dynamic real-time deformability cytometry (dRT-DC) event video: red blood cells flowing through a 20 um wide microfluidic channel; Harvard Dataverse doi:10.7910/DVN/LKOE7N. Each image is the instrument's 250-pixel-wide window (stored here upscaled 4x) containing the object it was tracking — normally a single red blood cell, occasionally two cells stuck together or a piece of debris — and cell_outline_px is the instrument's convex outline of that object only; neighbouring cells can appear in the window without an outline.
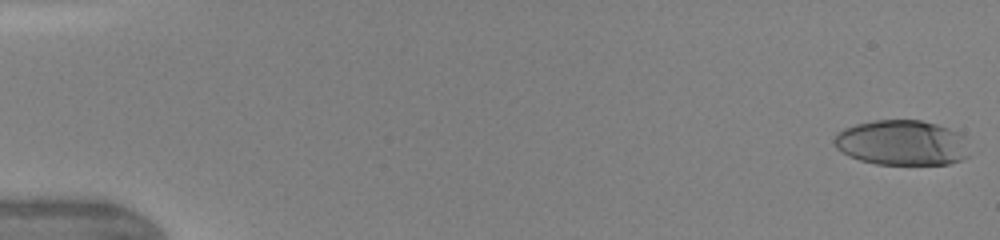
{"species": "human", "species_latin": "Homo sapiens", "temperature_condition": "warm", "stored_images_in_passage": 39, "camera_frame_rate_fps": 3000, "um_per_image_px": 0.085, "donor": {"sex": "female"}, "frame": {"image": 1, "passage_image": 1, "time_ms": 0.0, "image_size_px": [1000, 240], "cell_outline_px": [[968, 156], [960, 160], [948, 164], [876, 164], [860, 160], [848, 156], [836, 148], [832, 144], [832, 140], [836, 132], [844, 128], [856, 124], [876, 120], [920, 120], [936, 124], [960, 132], [964, 136]], "centroid_in_image_um": [76.61, 12.13], "position_along_channel_um": 8.4, "area_um2": 35.78}}
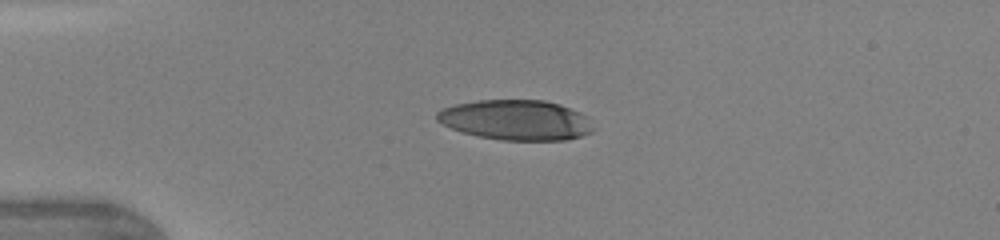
{"frame": {"image": 2, "passage_image": 18, "time_ms": 3.667, "image_size_px": [1000, 240], "cell_outline_px": [[596, 128], [592, 132], [568, 140], [504, 140], [480, 136], [464, 132], [452, 128], [436, 120], [436, 112], [440, 108], [456, 104], [476, 100], [544, 100], [560, 104], [580, 112]], "centroid_in_image_um": [43.86, 10.19], "position_along_channel_um": 41.1, "area_um2": 36.53}}